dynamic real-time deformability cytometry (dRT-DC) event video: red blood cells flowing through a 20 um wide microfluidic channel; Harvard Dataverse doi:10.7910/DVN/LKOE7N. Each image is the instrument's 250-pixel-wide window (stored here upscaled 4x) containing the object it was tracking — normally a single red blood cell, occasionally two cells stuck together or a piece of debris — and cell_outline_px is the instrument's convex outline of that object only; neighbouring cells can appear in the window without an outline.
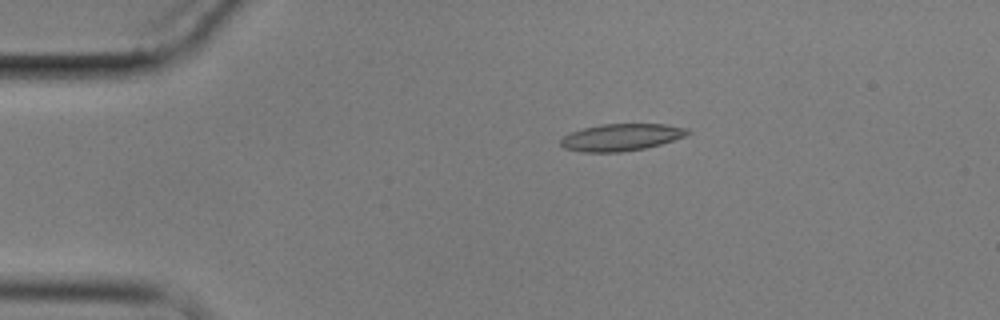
{"species": "common noctule bat (a hibernating species)", "species_latin": "Nyctalus noctula", "temperature_condition": "cold", "stored_images_in_passage": 4, "camera_frame_rate_fps": 3000, "um_per_image_px": 0.085, "animal": {"sex": "male", "body_mass_g": 17.9}, "frame": {"image": 1, "passage_image": 3, "time_ms": 2.333, "image_size_px": [1000, 320], "cell_outline_px": [[692, 132], [684, 136], [660, 144], [644, 148], [620, 152], [584, 152], [564, 148], [560, 144], [560, 140], [564, 136], [572, 132], [584, 128], [600, 124], [664, 124], [688, 128]], "centroid_in_image_um": [52.8, 11.66], "position_along_channel_um": 32.2, "area_um2": 19.83}}